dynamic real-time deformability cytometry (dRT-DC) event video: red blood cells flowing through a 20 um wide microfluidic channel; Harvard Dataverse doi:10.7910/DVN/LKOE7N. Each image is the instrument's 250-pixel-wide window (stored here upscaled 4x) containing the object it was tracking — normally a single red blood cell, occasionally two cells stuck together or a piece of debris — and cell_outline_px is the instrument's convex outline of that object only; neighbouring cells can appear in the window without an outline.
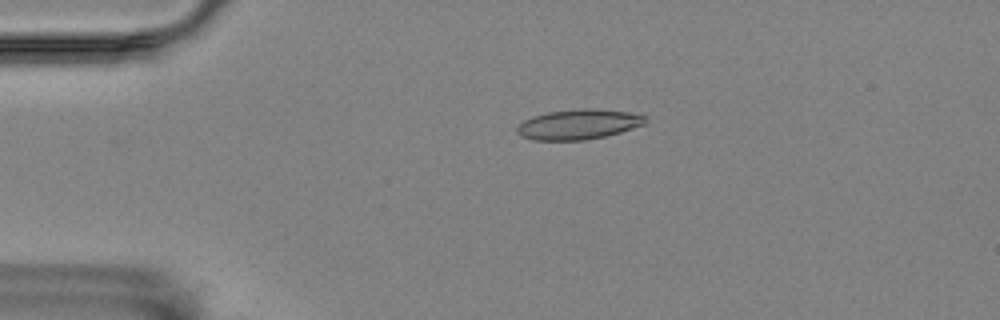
{"species": "Egyptian fruit bat (a non-hibernating species)", "species_latin": "Rousettus aegyptiacus", "temperature_condition": "room temperature", "stored_images_in_passage": 3, "camera_frame_rate_fps": 3000, "um_per_image_px": 0.085, "animal": {"sex": "female"}, "frame": {"image": 1, "passage_image": 1, "time_ms": 0.0, "image_size_px": [1000, 320], "cell_outline_px": [[648, 120], [644, 124], [620, 132], [604, 136], [584, 140], [532, 140], [520, 136], [516, 132], [516, 128], [524, 120], [532, 116], [548, 112], [584, 108], [592, 108], [628, 112], [648, 116]], "centroid_in_image_um": [49.16, 10.57], "position_along_channel_um": 35.8, "area_um2": 22.48}}
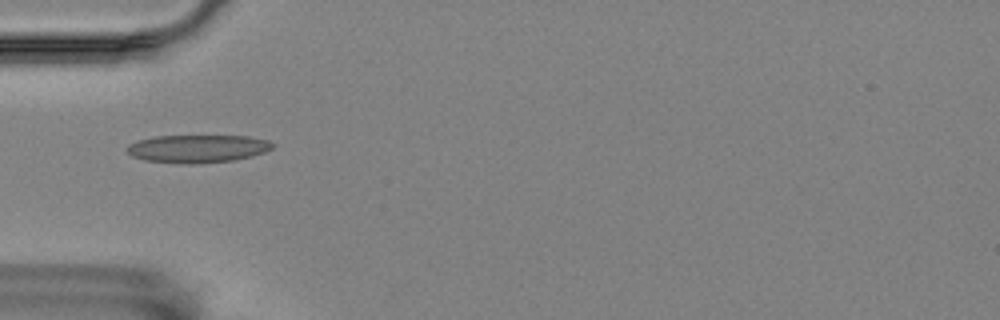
{"frame": {"image": 2, "passage_image": 3, "time_ms": 0.667, "image_size_px": [1000, 320], "cell_outline_px": [[276, 144], [272, 148], [264, 152], [252, 156], [236, 160], [200, 164], [184, 164], [144, 160], [132, 156], [124, 148], [128, 144], [136, 140], [156, 136], [248, 136], [268, 140]], "centroid_in_image_um": [16.78, 12.64], "position_along_channel_um": 68.2, "area_um2": 23.99}}